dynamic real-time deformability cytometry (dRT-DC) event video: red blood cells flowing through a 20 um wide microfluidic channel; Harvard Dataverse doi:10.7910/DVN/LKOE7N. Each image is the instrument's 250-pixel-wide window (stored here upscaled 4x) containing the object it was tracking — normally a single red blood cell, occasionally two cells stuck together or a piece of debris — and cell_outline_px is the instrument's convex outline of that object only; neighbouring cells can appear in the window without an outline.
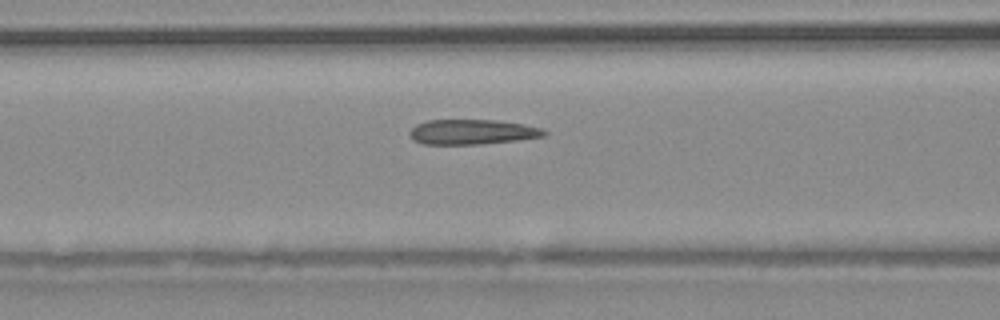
{"species": "common noctule bat (a hibernating species)", "species_latin": "Nyctalus noctula", "temperature_condition": "warm", "stored_images_in_passage": 36, "camera_frame_rate_fps": 3000, "um_per_image_px": 0.085, "animal": {"sex": "male", "body_mass_g": 20.4}, "frame": {"image": 1, "passage_image": 5, "time_ms": 1.333, "image_size_px": [1000, 320], "cell_outline_px": [[548, 132], [544, 136], [516, 140], [480, 144], [420, 144], [412, 140], [408, 132], [416, 124], [428, 120], [496, 120], [524, 124], [540, 128]], "centroid_in_image_um": [40.09, 11.21], "position_along_channel_um": 126.5, "area_um2": 19.59}}
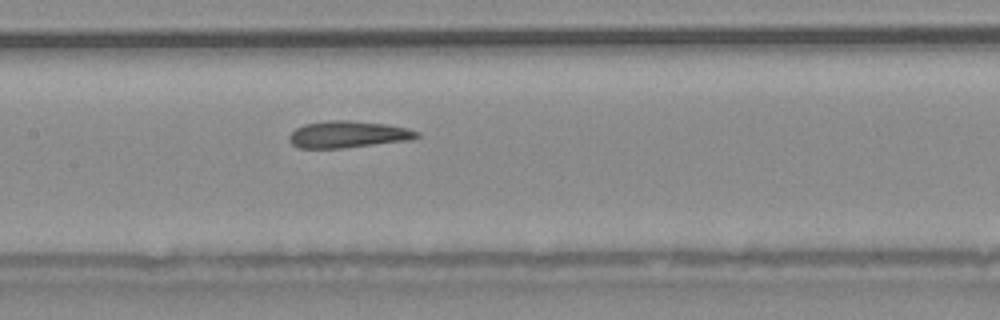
{"frame": {"image": 2, "passage_image": 9, "time_ms": 2.667, "image_size_px": [1000, 320], "cell_outline_px": [[420, 136], [412, 140], [340, 148], [300, 148], [292, 144], [288, 140], [288, 136], [296, 128], [304, 124], [332, 120], [348, 120], [388, 124], [408, 128], [420, 132]], "centroid_in_image_um": [29.61, 11.42], "position_along_channel_um": 177.8, "area_um2": 20.0}}
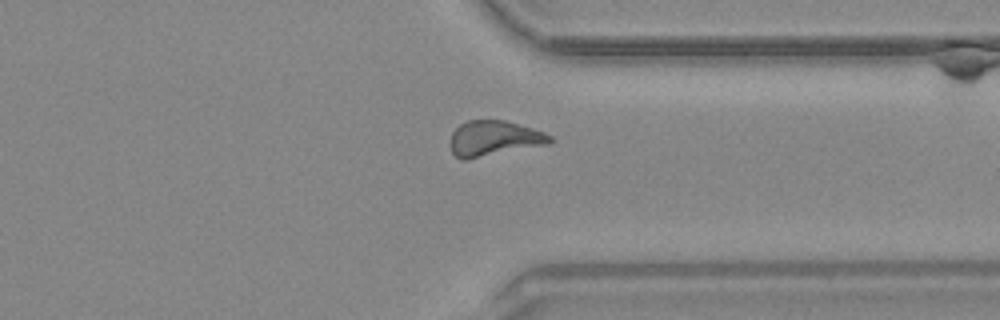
{"frame": {"image": 3, "passage_image": 24, "time_ms": 7.667, "image_size_px": [1000, 320], "cell_outline_px": [[556, 140], [548, 144], [468, 160], [460, 160], [452, 152], [448, 144], [452, 132], [460, 124], [468, 120], [504, 120], [532, 128], [544, 132], [552, 136]], "centroid_in_image_um": [41.97, 11.78], "position_along_channel_um": 369.4, "area_um2": 20.87}}